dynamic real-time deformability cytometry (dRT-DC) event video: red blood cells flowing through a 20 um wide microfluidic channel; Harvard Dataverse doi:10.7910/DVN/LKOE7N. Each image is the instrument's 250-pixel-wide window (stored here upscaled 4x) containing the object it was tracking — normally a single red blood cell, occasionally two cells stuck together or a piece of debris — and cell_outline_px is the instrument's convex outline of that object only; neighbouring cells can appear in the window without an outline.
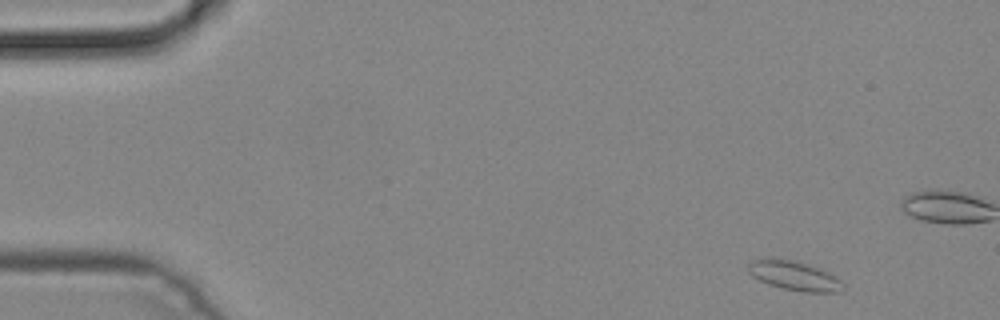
{"species": "common noctule bat (a hibernating species)", "species_latin": "Nyctalus noctula", "temperature_condition": "cold", "stored_images_in_passage": 4, "camera_frame_rate_fps": 3000, "um_per_image_px": 0.085, "animal": {"sex": "male", "body_mass_g": 19.2, "forearm_length_mm": 51.8}, "frame": {"image": 1, "passage_image": 1, "time_ms": 0.0, "image_size_px": [1000, 320], "cell_outline_px": [[844, 288], [840, 292], [804, 292], [784, 288], [768, 284], [752, 276], [748, 272], [748, 264], [752, 260], [796, 260], [820, 268], [836, 276], [844, 284]], "centroid_in_image_um": [67.57, 23.46], "position_along_channel_um": 17.4, "area_um2": 15.95}}